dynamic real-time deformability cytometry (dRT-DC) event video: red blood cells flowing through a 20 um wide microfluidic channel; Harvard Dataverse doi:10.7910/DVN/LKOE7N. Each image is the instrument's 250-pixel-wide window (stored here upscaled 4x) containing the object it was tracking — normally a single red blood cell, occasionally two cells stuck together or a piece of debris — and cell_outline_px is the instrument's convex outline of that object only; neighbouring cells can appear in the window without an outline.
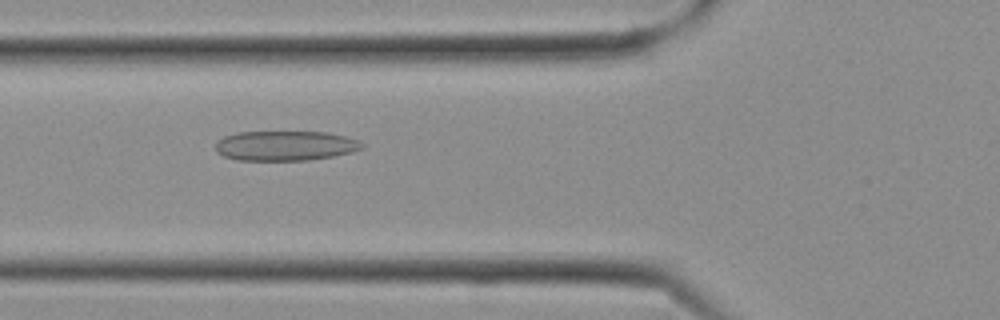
{"species": "Egyptian fruit bat (a non-hibernating species)", "species_latin": "Rousettus aegyptiacus", "temperature_condition": "cold", "stored_images_in_passage": 23, "camera_frame_rate_fps": 3000, "um_per_image_px": 0.085, "frame": {"image": 1, "passage_image": 6, "time_ms": 1.667, "image_size_px": [1000, 320], "cell_outline_px": [[364, 148], [352, 152], [332, 156], [308, 160], [236, 160], [224, 156], [216, 152], [216, 140], [224, 136], [236, 132], [324, 132], [348, 136], [360, 140], [364, 144]], "centroid_in_image_um": [24.26, 12.38], "position_along_channel_um": 101.5, "area_um2": 25.66}}
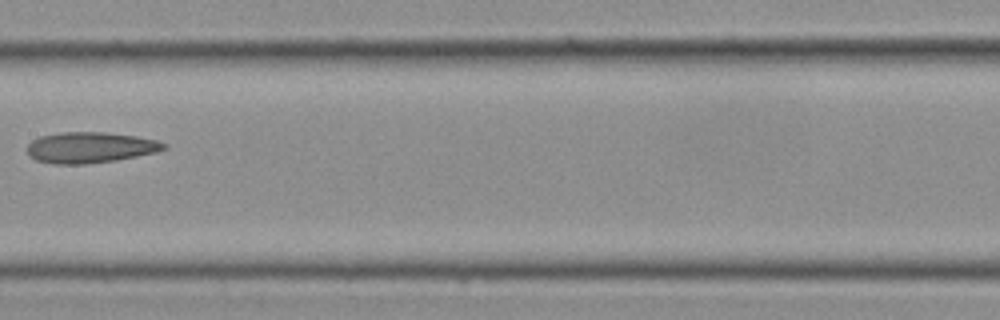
{"frame": {"image": 2, "passage_image": 10, "time_ms": 3.0, "image_size_px": [1000, 320], "cell_outline_px": [[168, 148], [156, 152], [116, 160], [88, 164], [52, 164], [36, 160], [28, 156], [28, 144], [32, 140], [40, 136], [64, 132], [104, 132], [136, 136], [156, 140], [168, 144]], "centroid_in_image_um": [7.66, 12.54], "position_along_channel_um": 199.7, "area_um2": 24.68}}
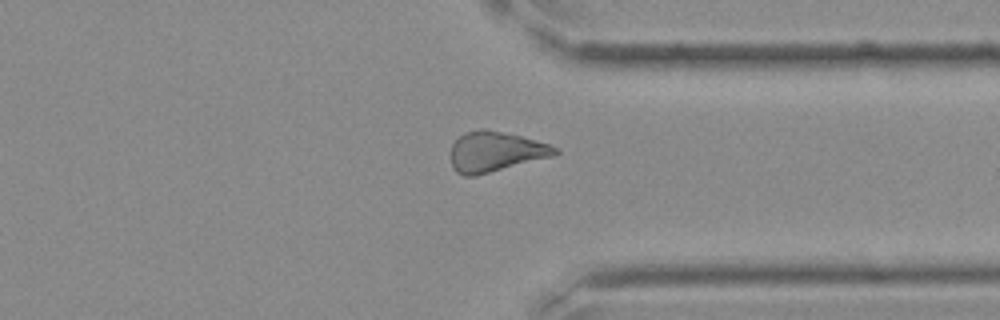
{"frame": {"image": 3, "passage_image": 17, "time_ms": 5.333, "image_size_px": [1000, 320], "cell_outline_px": [[560, 152], [552, 156], [476, 176], [464, 176], [456, 172], [452, 168], [452, 144], [464, 132], [480, 128], [484, 128], [520, 136], [548, 144], [556, 148]], "centroid_in_image_um": [42.07, 12.89], "position_along_channel_um": 369.3, "area_um2": 24.16}}